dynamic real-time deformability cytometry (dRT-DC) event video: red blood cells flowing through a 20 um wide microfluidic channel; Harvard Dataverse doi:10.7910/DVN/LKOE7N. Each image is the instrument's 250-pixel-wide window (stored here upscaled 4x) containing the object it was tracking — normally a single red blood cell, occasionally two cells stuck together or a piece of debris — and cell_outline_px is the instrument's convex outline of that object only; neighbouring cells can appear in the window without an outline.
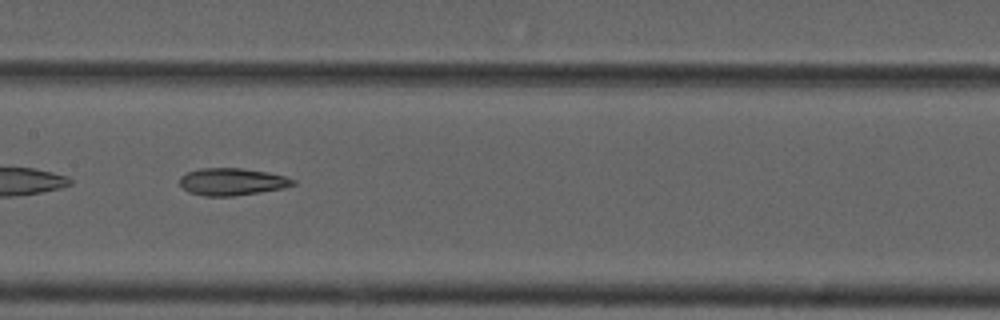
{"species": "common noctule bat (a hibernating species)", "species_latin": "Nyctalus noctula", "temperature_condition": "cold", "stored_images_in_passage": 35, "camera_frame_rate_fps": 3000, "um_per_image_px": 0.085, "animal": {"sex": "male", "forearm_length_mm": 52.5}, "frame": {"image": 1, "passage_image": 11, "time_ms": 3.333, "image_size_px": [1000, 320], "cell_outline_px": [[296, 184], [284, 188], [232, 196], [204, 196], [188, 192], [180, 184], [180, 176], [188, 172], [200, 168], [240, 168], [268, 172], [284, 176], [296, 180]], "centroid_in_image_um": [19.72, 15.44], "position_along_channel_um": 187.7, "area_um2": 17.92}, "authors_computed_cell_mechanics": {"area_um2": 18.7272, "velocity_mm_per_s": 3.7351, "shape_relaxation_time_tau1_ms": null, "shape_relaxation_time_tau2_ms": 5.5573, "deformation_change_tau1": null, "deformation_change_tau2": 0.1632}}